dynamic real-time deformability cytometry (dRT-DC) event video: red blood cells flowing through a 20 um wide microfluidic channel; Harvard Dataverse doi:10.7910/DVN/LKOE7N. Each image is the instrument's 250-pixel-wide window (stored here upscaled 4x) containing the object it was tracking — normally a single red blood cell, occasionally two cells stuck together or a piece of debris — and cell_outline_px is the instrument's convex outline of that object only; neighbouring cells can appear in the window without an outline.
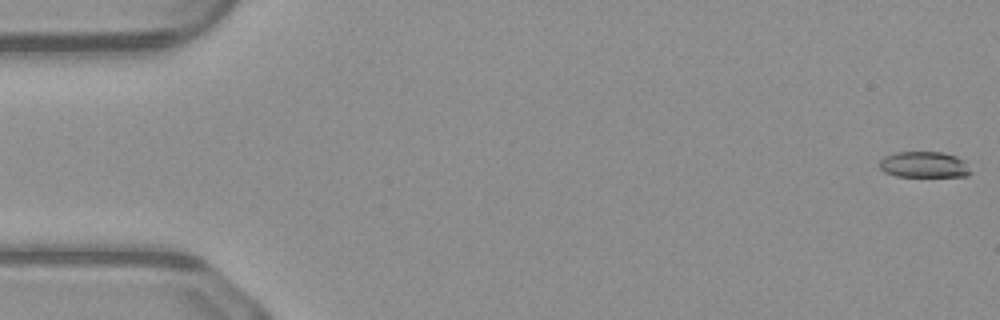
{"species": "common noctule bat (a hibernating species)", "species_latin": "Nyctalus noctula", "temperature_condition": "warm", "stored_images_in_passage": 51, "camera_frame_rate_fps": 3000, "um_per_image_px": 0.085, "animal": {"sex": "male", "body_mass_g": 23.1, "forearm_length_mm": 52.7}, "frame": {"image": 1, "passage_image": 1, "time_ms": 0.0, "image_size_px": [1000, 320], "cell_outline_px": [[972, 172], [968, 176], [896, 176], [884, 172], [880, 168], [880, 160], [884, 156], [896, 152], [940, 152], [956, 156], [964, 160]], "centroid_in_image_um": [78.55, 13.99], "position_along_channel_um": 6.5, "area_um2": 13.81}}
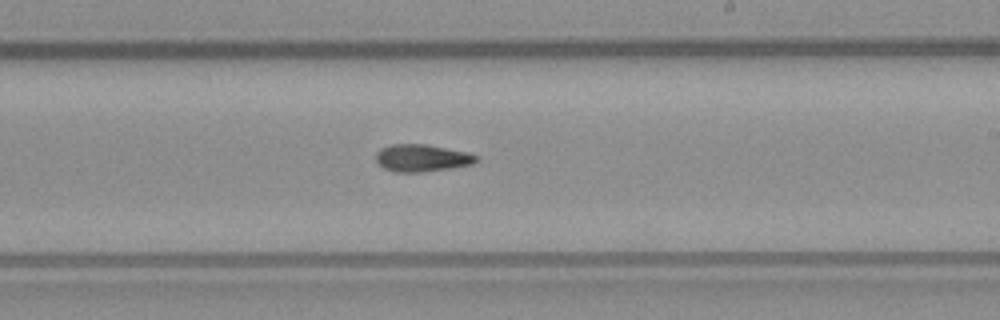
{"frame": {"image": 2, "passage_image": 30, "time_ms": 9.667, "image_size_px": [1000, 320], "cell_outline_px": [[480, 160], [472, 164], [424, 172], [396, 172], [384, 168], [376, 160], [376, 152], [380, 148], [392, 144], [428, 144], [468, 152], [480, 156]], "centroid_in_image_um": [35.89, 13.42], "position_along_channel_um": 253.1, "area_um2": 16.07}}
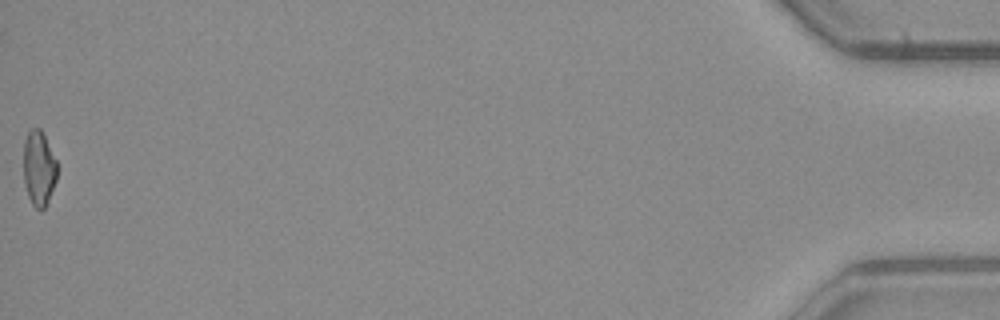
{"frame": {"image": 3, "passage_image": 51, "time_ms": 16.667, "image_size_px": [1000, 320], "cell_outline_px": [[56, 180], [48, 200], [44, 208], [36, 208], [32, 204], [28, 196], [24, 184], [24, 140], [28, 132], [32, 128], [40, 128], [56, 160]], "centroid_in_image_um": [3.28, 14.3], "position_along_channel_um": 431.9, "area_um2": 14.39}}